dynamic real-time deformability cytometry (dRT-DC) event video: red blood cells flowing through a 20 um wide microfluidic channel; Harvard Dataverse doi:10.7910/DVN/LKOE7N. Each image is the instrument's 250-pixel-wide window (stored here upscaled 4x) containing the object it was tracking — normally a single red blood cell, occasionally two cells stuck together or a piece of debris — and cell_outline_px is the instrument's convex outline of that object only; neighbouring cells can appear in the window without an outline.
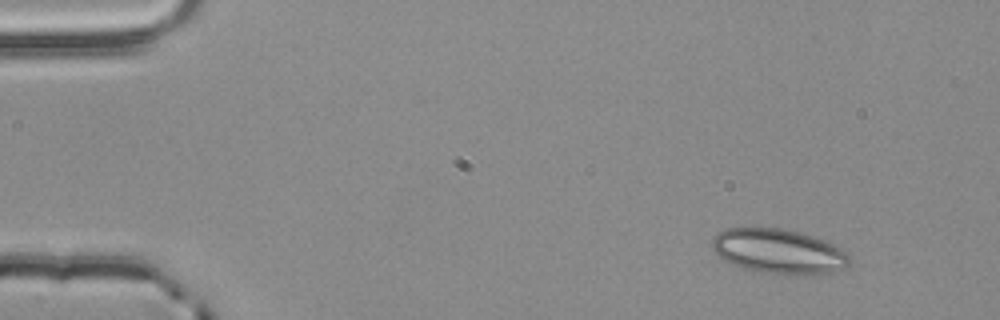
{"species": "common noctule bat (a hibernating species)", "species_latin": "Nyctalus noctula", "temperature_condition": "room temperature", "stored_images_in_passage": 3, "camera_frame_rate_fps": 3000, "um_per_image_px": 0.085, "animal": {"sex": "male", "body_mass_g": 20.4}, "frame": {"image": 1, "passage_image": 1, "time_ms": 0.0, "image_size_px": [1000, 320], "cell_outline_px": [[852, 260], [844, 268], [832, 272], [812, 276], [784, 276], [756, 272], [732, 264], [724, 260], [712, 248], [712, 240], [724, 228], [784, 228], [800, 232], [828, 240], [848, 252]], "centroid_in_image_um": [66.27, 21.4], "position_along_channel_um": 18.7, "area_um2": 36.76}}